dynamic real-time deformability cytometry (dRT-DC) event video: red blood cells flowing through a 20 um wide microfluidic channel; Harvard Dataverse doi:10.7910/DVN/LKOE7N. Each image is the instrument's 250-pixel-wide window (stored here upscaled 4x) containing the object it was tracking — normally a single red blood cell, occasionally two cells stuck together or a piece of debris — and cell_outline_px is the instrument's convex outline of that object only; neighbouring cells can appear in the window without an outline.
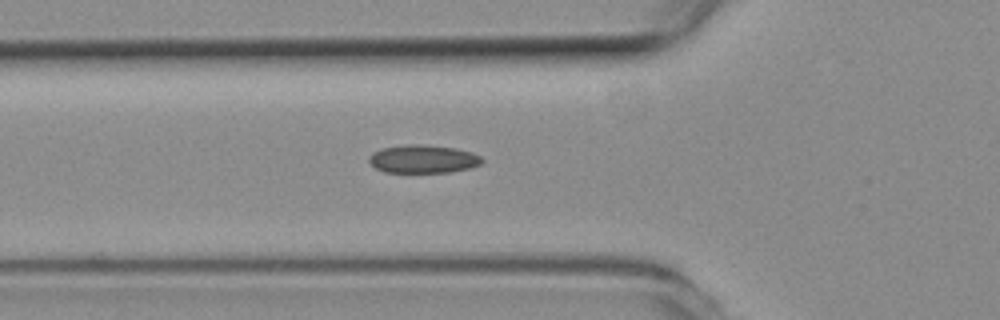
{"species": "common noctule bat (a hibernating species)", "species_latin": "Nyctalus noctula", "temperature_condition": "room temperature", "stored_images_in_passage": 38, "camera_frame_rate_fps": 3000, "um_per_image_px": 0.085, "animal": {"sex": "female", "body_mass_g": 19.3, "forearm_length_mm": 54.1}, "frame": {"image": 1, "passage_image": 3, "time_ms": 0.667, "image_size_px": [1000, 320], "cell_outline_px": [[484, 160], [480, 164], [472, 168], [448, 172], [384, 172], [376, 168], [368, 160], [368, 156], [372, 152], [380, 148], [408, 144], [420, 144], [456, 148], [472, 152], [480, 156]], "centroid_in_image_um": [35.96, 13.51], "position_along_channel_um": 89.8, "area_um2": 18.67}}
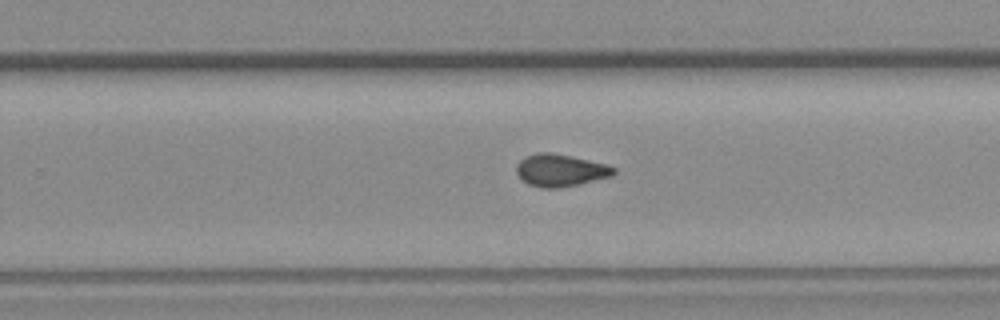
{"frame": {"image": 2, "passage_image": 18, "time_ms": 5.667, "image_size_px": [1000, 320], "cell_outline_px": [[616, 172], [612, 176], [560, 188], [544, 188], [528, 184], [516, 172], [516, 164], [524, 156], [536, 152], [552, 152], [588, 160], [604, 164], [616, 168]], "centroid_in_image_um": [47.6, 14.46], "position_along_channel_um": 282.2, "area_um2": 18.21}}
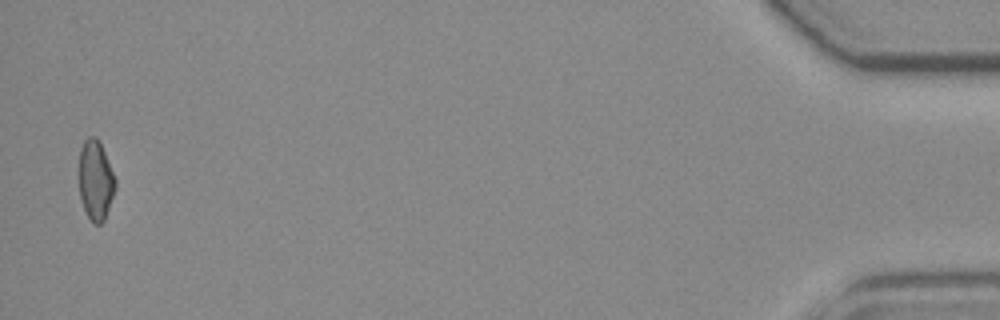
{"frame": {"image": 3, "passage_image": 37, "time_ms": 12.0, "image_size_px": [1000, 320], "cell_outline_px": [[116, 188], [104, 220], [100, 224], [92, 224], [80, 200], [80, 148], [84, 140], [88, 136], [96, 136], [104, 152], [116, 180]], "centroid_in_image_um": [8.13, 15.34], "position_along_channel_um": 427.1, "area_um2": 16.7}}